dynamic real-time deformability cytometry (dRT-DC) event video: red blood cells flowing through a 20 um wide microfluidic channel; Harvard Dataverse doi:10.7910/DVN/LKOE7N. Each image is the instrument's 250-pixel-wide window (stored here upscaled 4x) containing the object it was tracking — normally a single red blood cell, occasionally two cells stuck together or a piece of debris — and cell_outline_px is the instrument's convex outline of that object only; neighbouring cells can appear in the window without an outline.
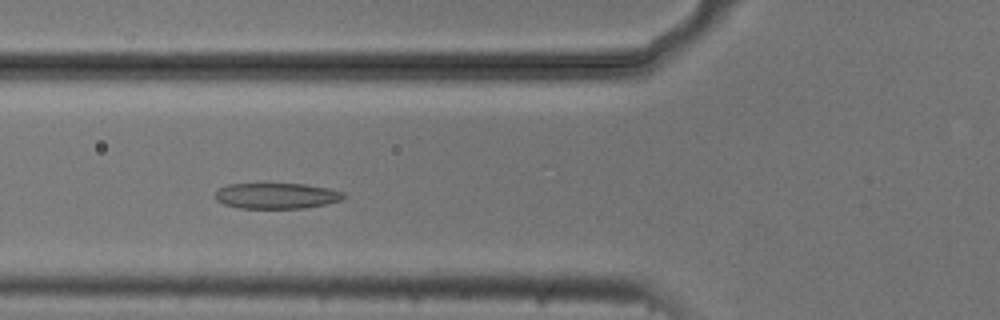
{"species": "common noctule bat (a hibernating species)", "species_latin": "Nyctalus noctula", "temperature_condition": "cold", "stored_images_in_passage": 52, "camera_frame_rate_fps": 3000, "um_per_image_px": 0.085, "animal": {"sex": "male", "body_mass_g": 20.5, "forearm_length_mm": 52.5}, "frame": {"image": 1, "passage_image": 18, "time_ms": 5.667, "image_size_px": [1000, 320], "cell_outline_px": [[348, 196], [344, 200], [304, 208], [240, 208], [224, 204], [216, 200], [216, 192], [220, 188], [228, 184], [304, 184], [328, 188], [344, 192]], "centroid_in_image_um": [23.56, 16.64], "position_along_channel_um": 102.2, "area_um2": 19.25}}
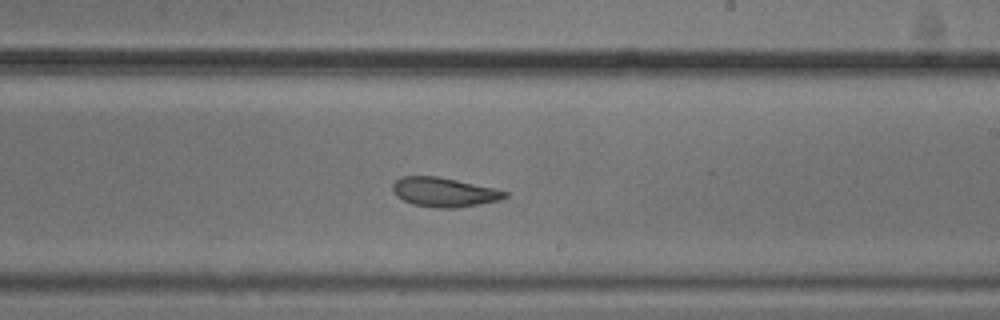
{"frame": {"image": 2, "passage_image": 30, "time_ms": 9.667, "image_size_px": [1000, 320], "cell_outline_px": [[508, 196], [500, 200], [456, 208], [436, 208], [412, 204], [396, 196], [392, 188], [392, 184], [400, 176], [436, 176], [456, 180], [492, 188], [508, 192]], "centroid_in_image_um": [37.71, 16.33], "position_along_channel_um": 251.3, "area_um2": 19.02}}
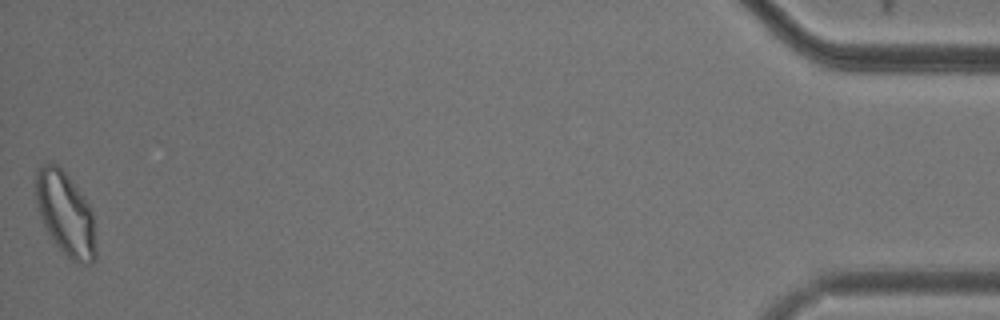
{"frame": {"image": 3, "passage_image": 52, "time_ms": 17.0, "image_size_px": [1000, 320], "cell_outline_px": [[96, 260], [92, 264], [84, 264], [72, 260], [56, 244], [44, 228], [36, 204], [36, 168], [44, 164], [56, 164], [68, 176], [88, 204], [92, 212], [96, 248]], "centroid_in_image_um": [5.56, 18.2], "position_along_channel_um": 429.6, "area_um2": 28.96}, "authors_computed_cell_mechanics": {"area_um2": 21.7328, "velocity_mm_per_s": 3.7135, "shape_relaxation_time_tau1_ms": 3.3735, "shape_relaxation_time_tau2_ms": 1.8118, "deformation_change_tau1": 0.1107, "deformation_change_tau2": 0.0837}}